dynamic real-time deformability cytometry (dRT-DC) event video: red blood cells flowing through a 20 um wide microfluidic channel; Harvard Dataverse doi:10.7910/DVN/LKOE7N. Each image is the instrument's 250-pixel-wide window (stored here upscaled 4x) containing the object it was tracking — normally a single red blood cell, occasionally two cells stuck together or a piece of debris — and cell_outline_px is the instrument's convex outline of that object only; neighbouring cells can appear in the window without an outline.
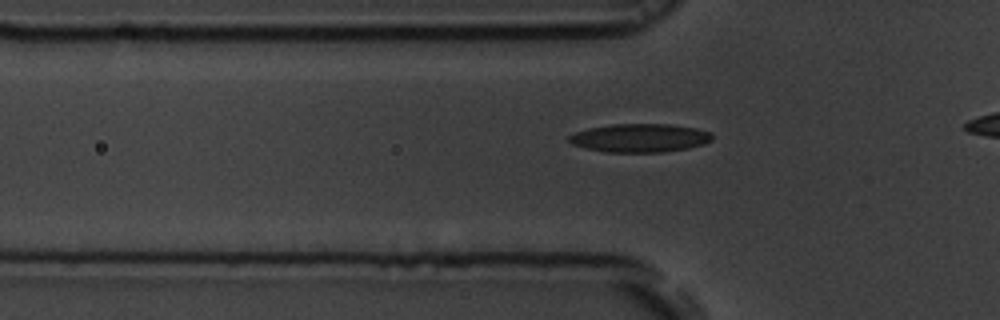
{"species": "common noctule bat (a hibernating species)", "species_latin": "Nyctalus noctula", "temperature_condition": "room temperature", "stored_images_in_passage": 37, "camera_frame_rate_fps": 3000, "um_per_image_px": 0.085, "animal": {"sex": "male", "body_mass_g": 19.5, "forearm_length_mm": 54.6}, "frame": {"image": 1, "passage_image": 10, "time_ms": 3.0, "image_size_px": [1000, 320], "cell_outline_px": [[712, 140], [704, 144], [688, 148], [664, 152], [604, 152], [572, 144], [568, 140], [568, 136], [576, 132], [588, 128], [612, 124], [668, 124], [696, 128], [712, 132]], "centroid_in_image_um": [54.41, 11.72], "position_along_channel_um": 71.4, "area_um2": 23.76}}
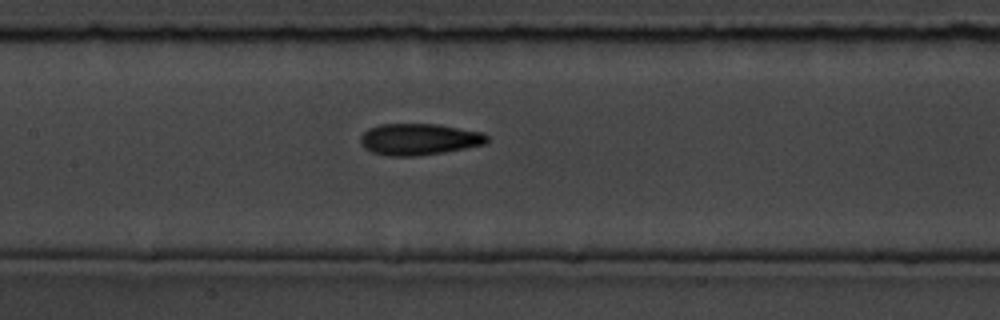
{"frame": {"image": 2, "passage_image": 18, "time_ms": 5.667, "image_size_px": [1000, 320], "cell_outline_px": [[488, 140], [484, 144], [444, 152], [416, 156], [388, 156], [372, 152], [364, 148], [360, 140], [360, 136], [368, 128], [380, 124], [436, 124], [484, 132], [488, 136]], "centroid_in_image_um": [35.6, 11.83], "position_along_channel_um": 171.8, "area_um2": 23.24}}
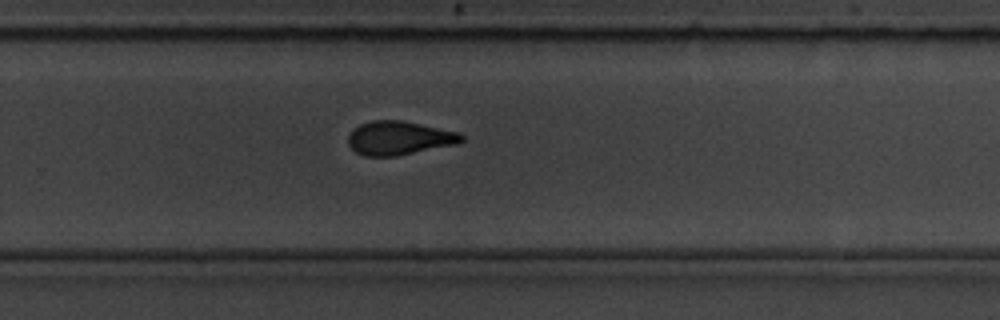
{"frame": {"image": 3, "passage_image": 28, "time_ms": 9.0, "image_size_px": [1000, 320], "cell_outline_px": [[464, 140], [460, 144], [396, 156], [364, 156], [356, 152], [348, 144], [348, 136], [360, 124], [372, 120], [400, 120], [460, 132], [464, 136]], "centroid_in_image_um": [33.98, 11.74], "position_along_channel_um": 295.8, "area_um2": 22.37}}